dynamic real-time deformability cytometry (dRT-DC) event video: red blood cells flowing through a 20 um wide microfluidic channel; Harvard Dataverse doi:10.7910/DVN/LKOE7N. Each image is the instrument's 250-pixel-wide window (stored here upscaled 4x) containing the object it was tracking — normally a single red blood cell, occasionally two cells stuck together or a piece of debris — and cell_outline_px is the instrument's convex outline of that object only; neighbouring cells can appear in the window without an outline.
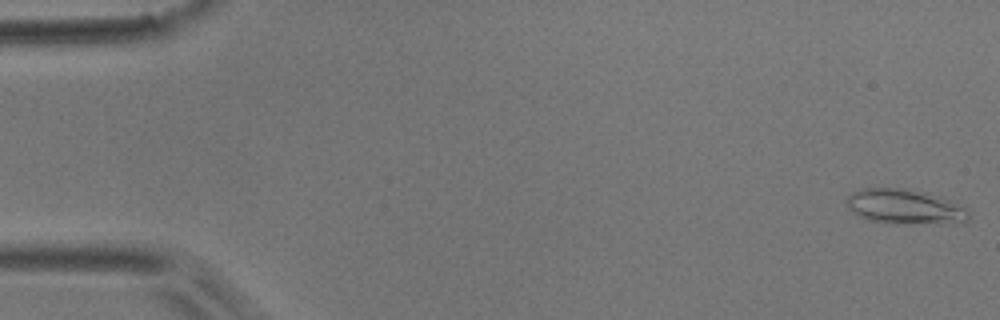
{"species": "common noctule bat (a hibernating species)", "species_latin": "Nyctalus noctula", "temperature_condition": "room temperature", "stored_images_in_passage": 51, "camera_frame_rate_fps": 3000, "um_per_image_px": 0.085, "animal": {"sex": "male", "body_mass_g": 17.9}, "frame": {"image": 1, "passage_image": 1, "time_ms": 0.0, "image_size_px": [1000, 320], "cell_outline_px": [[968, 220], [964, 224], [892, 224], [868, 220], [852, 212], [848, 208], [844, 200], [852, 192], [860, 188], [904, 188], [924, 192], [964, 208], [968, 212]], "centroid_in_image_um": [76.85, 17.6], "position_along_channel_um": 8.2, "area_um2": 24.97}}
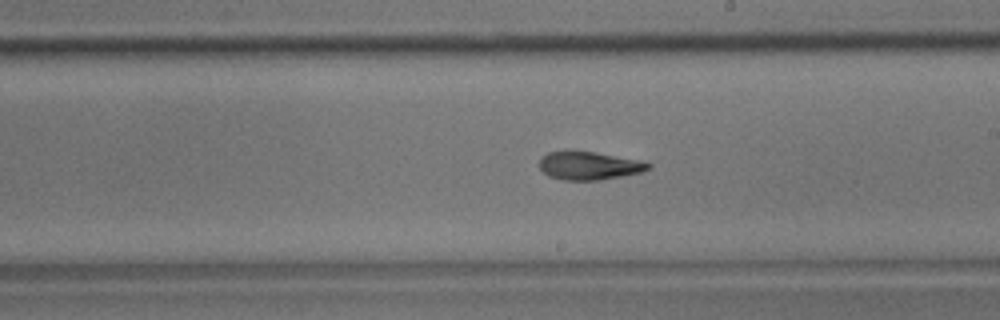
{"frame": {"image": 2, "passage_image": 29, "time_ms": 9.333, "image_size_px": [1000, 320], "cell_outline_px": [[652, 168], [640, 172], [600, 180], [560, 180], [548, 176], [540, 168], [540, 156], [548, 152], [596, 152], [636, 160], [652, 164]], "centroid_in_image_um": [50.04, 14.1], "position_along_channel_um": 239.0, "area_um2": 17.57}}
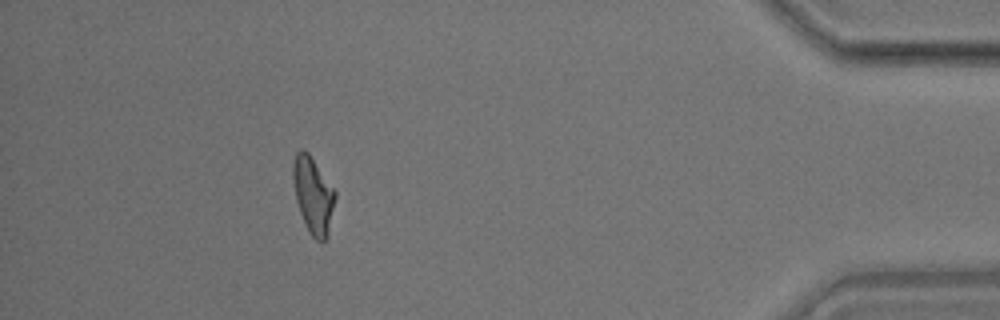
{"frame": {"image": 3, "passage_image": 46, "time_ms": 15.0, "image_size_px": [1000, 320], "cell_outline_px": [[336, 196], [328, 236], [324, 240], [316, 240], [308, 232], [300, 212], [296, 200], [292, 180], [292, 164], [296, 152], [300, 148], [304, 148], [308, 152], [336, 192]], "centroid_in_image_um": [26.6, 16.57], "position_along_channel_um": 408.6, "area_um2": 18.84}, "authors_computed_cell_mechanics": {"area_um2": 18.6694, "velocity_mm_per_s": 3.9295, "shape_relaxation_time_tau1_ms": 10.3733, "shape_relaxation_time_tau2_ms": 2.9419, "deformation_change_tau1": 0.2684, "deformation_change_tau2": 0.1022}}